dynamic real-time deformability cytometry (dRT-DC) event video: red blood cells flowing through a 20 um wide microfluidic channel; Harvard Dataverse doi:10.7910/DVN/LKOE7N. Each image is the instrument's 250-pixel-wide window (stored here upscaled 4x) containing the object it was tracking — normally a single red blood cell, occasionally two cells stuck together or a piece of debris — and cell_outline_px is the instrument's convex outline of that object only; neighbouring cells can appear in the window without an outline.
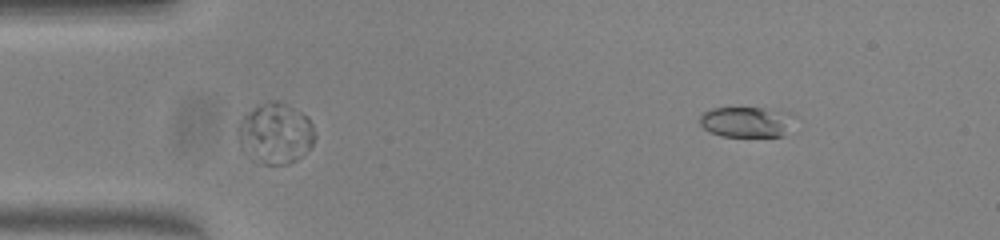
{"species": "common noctule bat (a hibernating species)", "species_latin": "Nyctalus noctula", "temperature_condition": "warm", "stored_images_in_passage": 39, "camera_frame_rate_fps": 3000, "um_per_image_px": 0.085, "animal": {"sex": "female", "body_mass_g": 23.0, "forearm_length_mm": 53.4}, "frame": {"image": 1, "passage_image": 1, "time_ms": 0.0, "image_size_px": [1000, 240], "cell_outline_px": [[788, 120], [784, 136], [720, 136], [704, 128], [700, 124], [700, 116], [704, 112], [712, 108], [764, 108]], "centroid_in_image_um": [63.2, 10.39], "position_along_channel_um": 21.8, "area_um2": 15.49}}
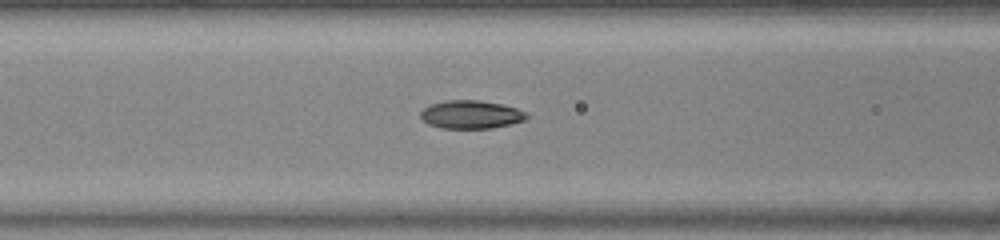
{"frame": {"image": 2, "passage_image": 15, "time_ms": 4.667, "image_size_px": [1000, 240], "cell_outline_px": [[528, 116], [524, 120], [512, 124], [492, 128], [440, 128], [428, 124], [420, 116], [420, 112], [428, 104], [444, 100], [480, 100], [500, 104], [516, 108], [524, 112]], "centroid_in_image_um": [39.99, 9.73], "position_along_channel_um": 126.6, "area_um2": 17.46}}
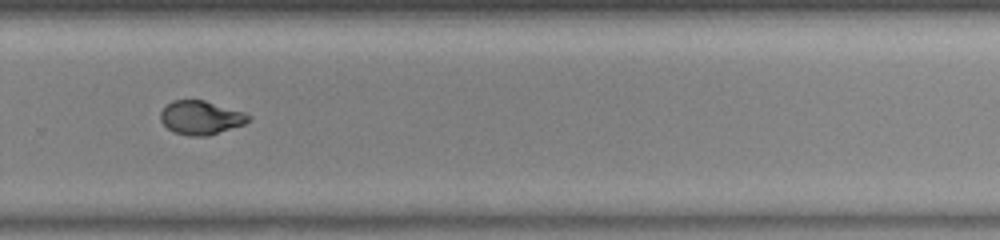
{"frame": {"image": 3, "passage_image": 29, "time_ms": 9.333, "image_size_px": [1000, 240], "cell_outline_px": [[252, 120], [244, 124], [208, 136], [188, 136], [172, 132], [160, 120], [160, 112], [172, 100], [204, 100], [244, 112], [252, 116]], "centroid_in_image_um": [17.08, 10.01], "position_along_channel_um": 312.7, "area_um2": 17.4}, "authors_computed_cell_mechanics": {"area_um2": 17.2822, "velocity_mm_per_s": 3.995, "shape_relaxation_time_tau1_ms": null, "shape_relaxation_time_tau2_ms": 1.274, "deformation_change_tau1": null, "deformation_change_tau2": 0.0652}}